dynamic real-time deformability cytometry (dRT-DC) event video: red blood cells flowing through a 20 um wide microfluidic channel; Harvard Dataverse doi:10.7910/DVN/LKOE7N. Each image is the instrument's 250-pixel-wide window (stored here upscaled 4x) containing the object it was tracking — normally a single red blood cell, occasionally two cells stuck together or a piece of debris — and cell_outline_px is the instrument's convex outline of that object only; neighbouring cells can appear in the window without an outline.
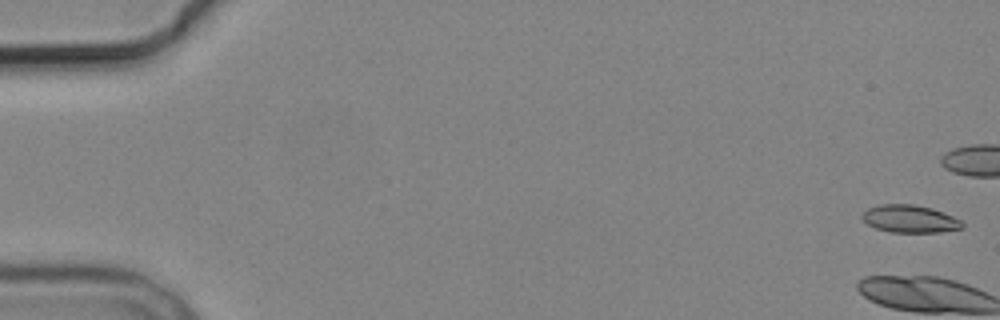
{"species": "common noctule bat (a hibernating species)", "species_latin": "Nyctalus noctula", "temperature_condition": "cold", "stored_images_in_passage": 8, "camera_frame_rate_fps": 3000, "um_per_image_px": 0.085, "animal": {"sex": "male", "body_mass_g": 19.2, "forearm_length_mm": 51.8}, "frame": {"image": 1, "passage_image": 1, "time_ms": 0.0, "image_size_px": [1000, 320], "cell_outline_px": [[964, 228], [940, 232], [892, 232], [876, 228], [868, 224], [860, 216], [868, 208], [880, 204], [912, 204], [932, 208], [944, 212], [960, 220], [964, 224]], "centroid_in_image_um": [77.35, 18.6], "position_along_channel_um": 7.6, "area_um2": 16.07}}
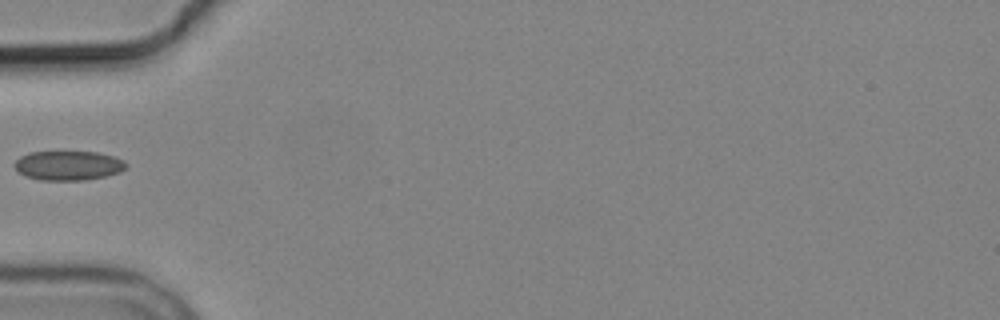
{"frame": {"image": 2, "passage_image": 7, "time_ms": 7.333, "image_size_px": [1000, 320], "cell_outline_px": [[128, 168], [120, 172], [104, 176], [84, 180], [40, 180], [24, 176], [16, 172], [12, 164], [20, 156], [28, 152], [96, 152], [112, 156], [124, 160], [128, 164]], "centroid_in_image_um": [5.77, 14.07], "position_along_channel_um": 79.2, "area_um2": 19.36}}
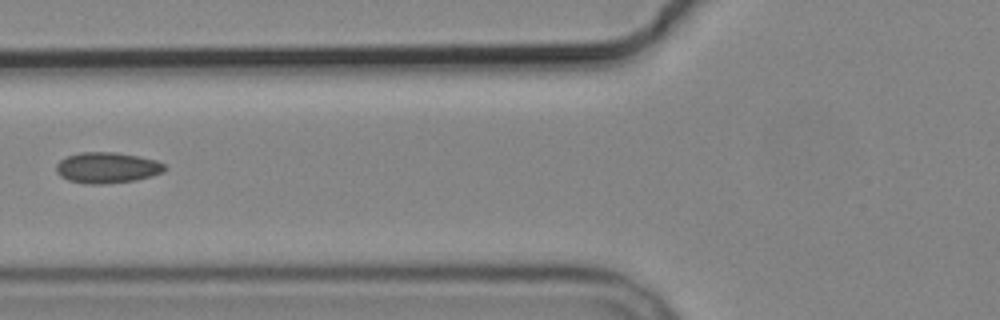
{"frame": {"image": 3, "passage_image": 8, "time_ms": 8.333, "image_size_px": [1000, 320], "cell_outline_px": [[164, 172], [152, 176], [136, 180], [104, 184], [88, 184], [68, 180], [60, 176], [56, 172], [56, 164], [60, 160], [68, 156], [80, 152], [116, 152], [156, 160], [164, 164]], "centroid_in_image_um": [9.08, 14.26], "position_along_channel_um": 116.7, "area_um2": 19.48}}